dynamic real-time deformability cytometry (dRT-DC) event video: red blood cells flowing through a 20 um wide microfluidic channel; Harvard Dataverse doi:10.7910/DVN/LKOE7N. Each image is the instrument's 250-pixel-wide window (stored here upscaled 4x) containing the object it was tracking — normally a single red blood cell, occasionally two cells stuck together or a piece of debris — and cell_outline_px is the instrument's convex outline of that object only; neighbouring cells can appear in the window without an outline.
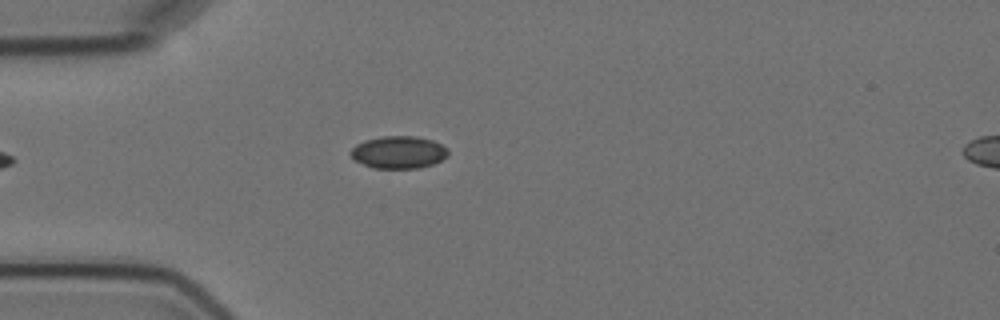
{"species": "Egyptian fruit bat (a non-hibernating species)", "species_latin": "Rousettus aegyptiacus", "temperature_condition": "cold", "stored_images_in_passage": 4, "segment_of_instrument_passage": [1, 2], "camera_frame_rate_fps": 3000, "um_per_image_px": 0.085, "animal": {"sex": "female"}, "frame": {"image": 1, "passage_image": 3, "time_ms": 3.333, "image_size_px": [1000, 320], "cell_outline_px": [[448, 156], [432, 164], [420, 168], [372, 168], [356, 160], [348, 152], [356, 144], [364, 140], [380, 136], [416, 136], [432, 140], [448, 148]], "centroid_in_image_um": [33.87, 12.93], "position_along_channel_um": 51.1, "area_um2": 18.44}}